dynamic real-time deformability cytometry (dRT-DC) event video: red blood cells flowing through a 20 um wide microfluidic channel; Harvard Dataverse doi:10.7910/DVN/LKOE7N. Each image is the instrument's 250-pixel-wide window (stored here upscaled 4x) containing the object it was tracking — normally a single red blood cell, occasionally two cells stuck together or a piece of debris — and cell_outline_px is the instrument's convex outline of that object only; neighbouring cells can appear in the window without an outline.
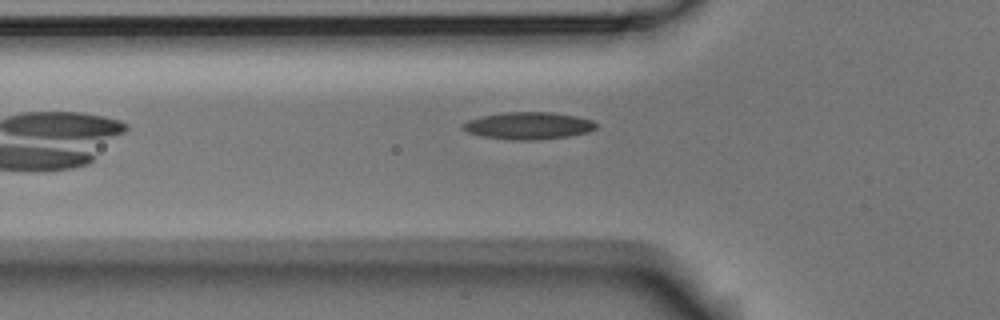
{"species": "Egyptian fruit bat (a non-hibernating species)", "species_latin": "Rousettus aegyptiacus", "temperature_condition": "room temperature", "stored_images_in_passage": 6, "camera_frame_rate_fps": 3000, "um_per_image_px": 0.085, "animal": {"sex": "male"}, "frame": {"image": 1, "passage_image": 6, "time_ms": 1.667, "image_size_px": [1000, 320], "cell_outline_px": [[596, 128], [588, 132], [568, 136], [540, 140], [512, 140], [480, 136], [468, 132], [460, 124], [468, 120], [484, 116], [504, 112], [552, 112], [576, 116], [592, 120], [596, 124]], "centroid_in_image_um": [44.92, 10.69], "position_along_channel_um": 80.9, "area_um2": 21.1}}